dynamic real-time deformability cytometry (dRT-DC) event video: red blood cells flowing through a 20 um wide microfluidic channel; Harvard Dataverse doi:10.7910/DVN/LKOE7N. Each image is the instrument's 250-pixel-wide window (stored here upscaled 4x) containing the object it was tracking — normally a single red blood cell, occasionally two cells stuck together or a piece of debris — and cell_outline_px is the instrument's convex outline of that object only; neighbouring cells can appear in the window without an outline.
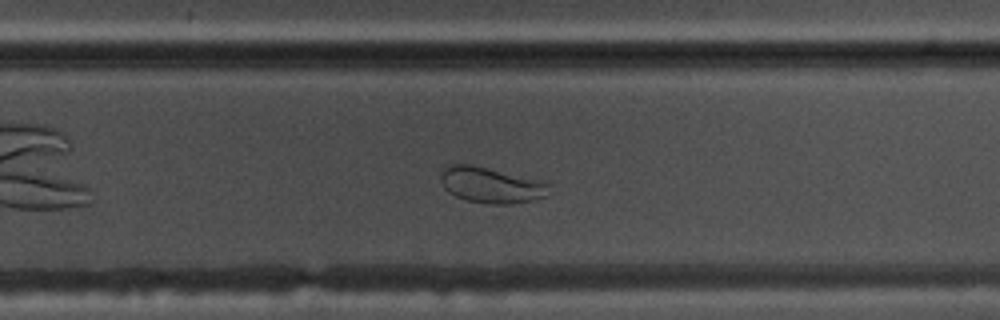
{"species": "common noctule bat (a hibernating species)", "species_latin": "Nyctalus noctula", "temperature_condition": "warm", "stored_images_in_passage": 40, "camera_frame_rate_fps": 3000, "um_per_image_px": 0.085, "animal": {"sex": "male", "body_mass_g": 17.5, "forearm_length_mm": 52.3}, "frame": {"image": 1, "passage_image": 23, "time_ms": 7.333, "image_size_px": [1000, 320], "cell_outline_px": [[548, 184], [544, 196], [532, 200], [508, 204], [488, 204], [468, 200], [456, 196], [448, 192], [444, 188], [440, 180], [440, 172], [444, 168], [452, 164], [472, 164]], "centroid_in_image_um": [41.6, 15.73], "position_along_channel_um": 288.2, "area_um2": 21.79}}
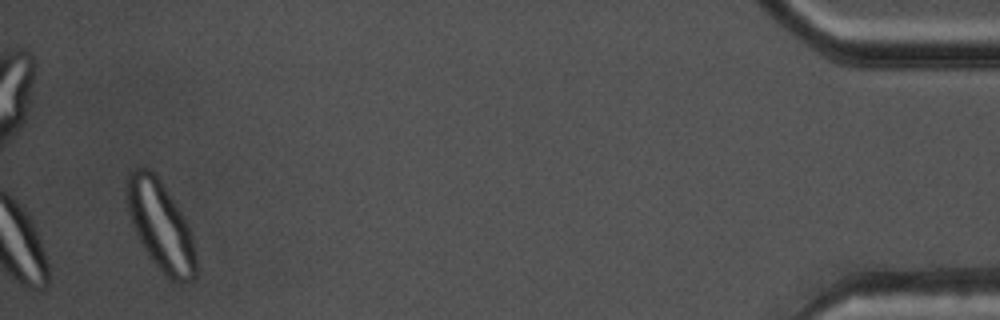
{"frame": {"image": 2, "passage_image": 40, "time_ms": 13.0, "image_size_px": [1000, 320], "cell_outline_px": [[196, 276], [192, 280], [184, 284], [180, 284], [172, 280], [148, 256], [132, 224], [128, 212], [128, 172], [144, 164], [160, 180], [176, 204], [188, 224], [192, 236], [196, 256]], "centroid_in_image_um": [13.68, 19.2], "position_along_channel_um": 421.5, "area_um2": 35.55}}